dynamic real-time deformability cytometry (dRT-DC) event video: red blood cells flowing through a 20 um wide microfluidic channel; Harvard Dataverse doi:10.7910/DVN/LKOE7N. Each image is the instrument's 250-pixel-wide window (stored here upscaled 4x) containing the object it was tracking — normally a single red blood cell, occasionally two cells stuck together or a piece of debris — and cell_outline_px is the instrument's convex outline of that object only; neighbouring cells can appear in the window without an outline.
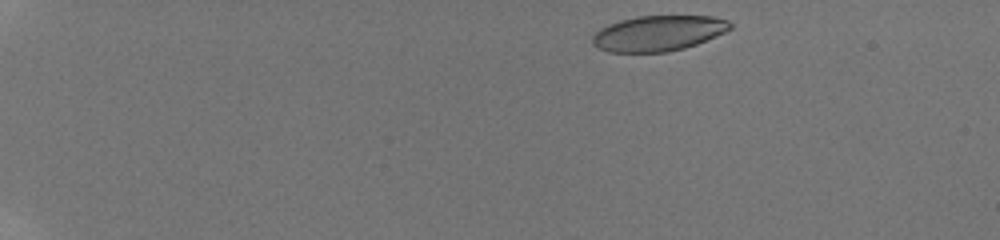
{"species": "human", "species_latin": "Homo sapiens", "temperature_condition": "room temperature", "stored_images_in_passage": 47, "camera_frame_rate_fps": 3000, "um_per_image_px": 0.085, "donor": {"sex": "male"}, "frame": {"image": 1, "passage_image": 2, "time_ms": 0.333, "image_size_px": [1000, 240], "cell_outline_px": [[732, 28], [724, 32], [696, 44], [684, 48], [668, 52], [608, 52], [596, 48], [592, 44], [592, 36], [600, 28], [608, 24], [620, 20], [636, 16], [712, 16], [728, 20], [732, 24]], "centroid_in_image_um": [55.92, 2.83], "position_along_channel_um": 29.1, "area_um2": 28.55}}
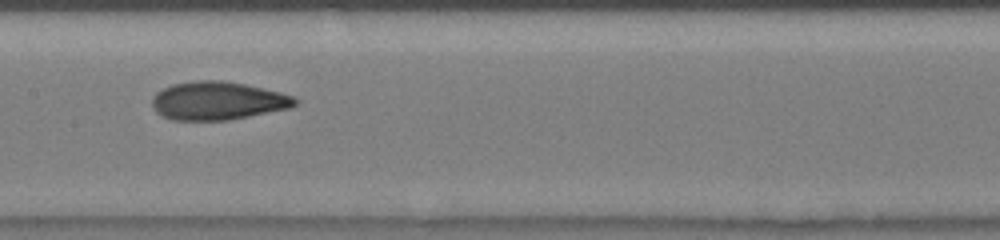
{"frame": {"image": 2, "passage_image": 24, "time_ms": 7.667, "image_size_px": [1000, 240], "cell_outline_px": [[300, 100], [296, 104], [288, 108], [228, 120], [172, 120], [156, 112], [152, 108], [152, 100], [156, 92], [172, 84], [196, 80], [220, 80], [244, 84], [264, 88], [296, 96]], "centroid_in_image_um": [18.51, 8.56], "position_along_channel_um": 188.9, "area_um2": 31.85}}
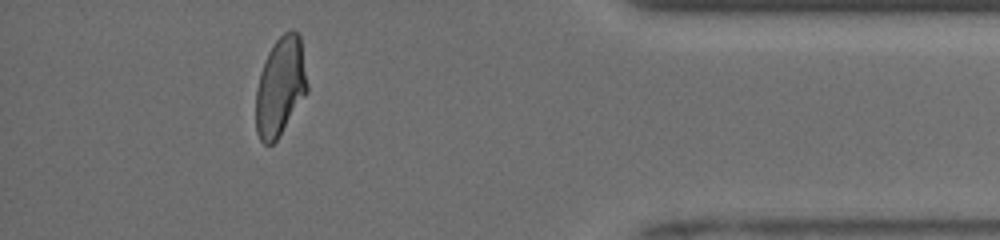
{"frame": {"image": 3, "passage_image": 43, "time_ms": 14.0, "image_size_px": [1000, 240], "cell_outline_px": [[308, 92], [276, 140], [272, 144], [264, 144], [260, 140], [256, 132], [256, 88], [260, 72], [268, 52], [272, 44], [284, 32], [292, 28], [300, 36], [308, 84]], "centroid_in_image_um": [23.83, 7.34], "position_along_channel_um": 411.4, "area_um2": 29.65}}